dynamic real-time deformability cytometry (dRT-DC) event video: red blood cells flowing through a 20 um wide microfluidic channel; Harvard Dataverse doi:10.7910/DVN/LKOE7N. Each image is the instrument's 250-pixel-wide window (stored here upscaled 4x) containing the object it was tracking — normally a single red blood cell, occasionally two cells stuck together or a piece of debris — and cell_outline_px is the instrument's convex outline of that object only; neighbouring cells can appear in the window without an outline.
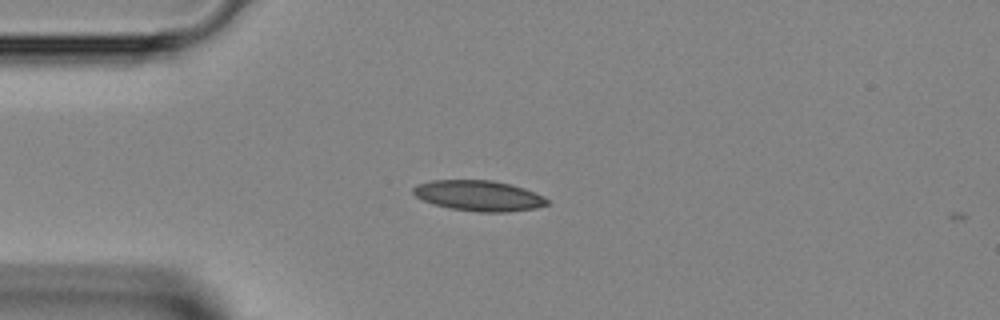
{"species": "Egyptian fruit bat (a non-hibernating species)", "species_latin": "Rousettus aegyptiacus", "temperature_condition": "room temperature", "stored_images_in_passage": 12, "camera_frame_rate_fps": 3000, "um_per_image_px": 0.085, "animal": {"sex": "female"}, "frame": {"image": 1, "passage_image": 10, "time_ms": 3.0, "image_size_px": [1000, 320], "cell_outline_px": [[548, 204], [536, 208], [504, 212], [480, 212], [448, 208], [424, 200], [416, 196], [412, 192], [412, 188], [416, 184], [432, 180], [492, 180], [512, 184], [536, 192], [544, 196], [548, 200]], "centroid_in_image_um": [40.71, 16.62], "position_along_channel_um": 44.3, "area_um2": 23.87}}